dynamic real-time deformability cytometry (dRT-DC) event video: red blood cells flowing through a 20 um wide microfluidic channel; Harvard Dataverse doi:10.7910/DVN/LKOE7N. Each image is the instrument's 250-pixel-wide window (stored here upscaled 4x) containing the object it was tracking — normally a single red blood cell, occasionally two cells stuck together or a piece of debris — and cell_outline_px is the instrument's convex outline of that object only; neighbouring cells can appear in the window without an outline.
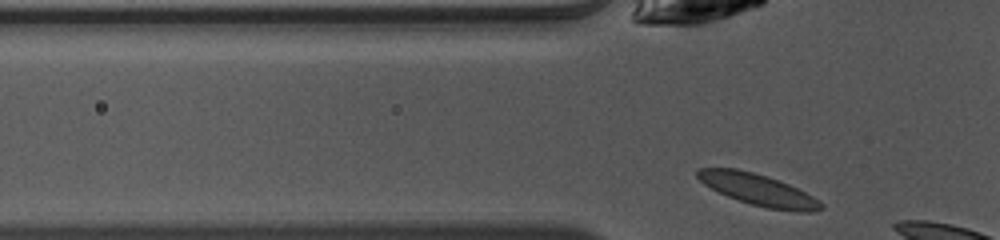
{"species": "common noctule bat (a hibernating species)", "species_latin": "Nyctalus noctula", "temperature_condition": "warm", "stored_images_in_passage": 2, "camera_frame_rate_fps": 3000, "um_per_image_px": 0.085, "animal": {"sex": "female", "body_mass_g": 10.0, "forearm_length_mm": 53.1}, "frame": {"image": 1, "passage_image": 2, "time_ms": 0.333, "image_size_px": [1000, 240], "cell_outline_px": [[824, 208], [812, 212], [800, 212], [768, 208], [752, 204], [728, 196], [704, 184], [696, 176], [696, 172], [700, 168], [736, 168], [768, 176], [788, 184], [812, 196], [824, 204]], "centroid_in_image_um": [64.46, 16.12], "position_along_channel_um": 61.3, "area_um2": 22.31}}